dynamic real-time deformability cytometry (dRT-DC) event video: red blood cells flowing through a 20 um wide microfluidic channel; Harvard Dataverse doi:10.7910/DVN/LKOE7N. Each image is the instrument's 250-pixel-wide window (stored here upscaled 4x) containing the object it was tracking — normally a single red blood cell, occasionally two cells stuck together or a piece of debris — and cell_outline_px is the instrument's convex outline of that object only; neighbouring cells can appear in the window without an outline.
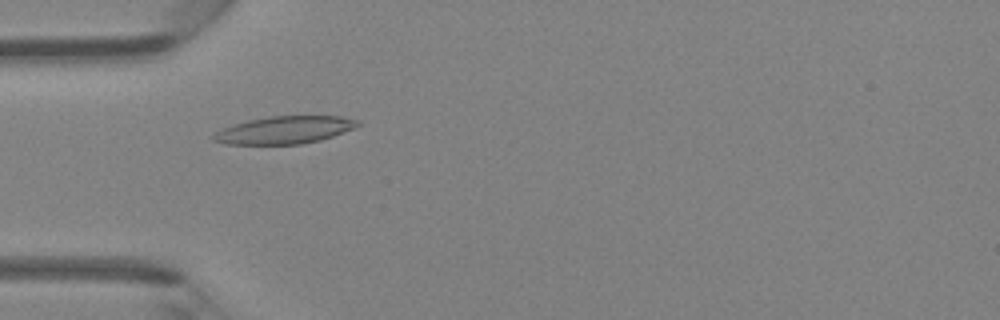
{"species": "Egyptian fruit bat (a non-hibernating species)", "species_latin": "Rousettus aegyptiacus", "temperature_condition": "room temperature", "stored_images_in_passage": 43, "camera_frame_rate_fps": 3000, "um_per_image_px": 0.085, "animal": {"sex": "female"}, "frame": {"image": 1, "passage_image": 10, "time_ms": 3.0, "image_size_px": [1000, 320], "cell_outline_px": [[360, 124], [352, 128], [332, 136], [320, 140], [300, 144], [224, 144], [212, 140], [212, 136], [216, 132], [224, 128], [248, 120], [272, 116], [340, 116], [360, 120]], "centroid_in_image_um": [24.18, 11.05], "position_along_channel_um": 60.8, "area_um2": 22.83}}
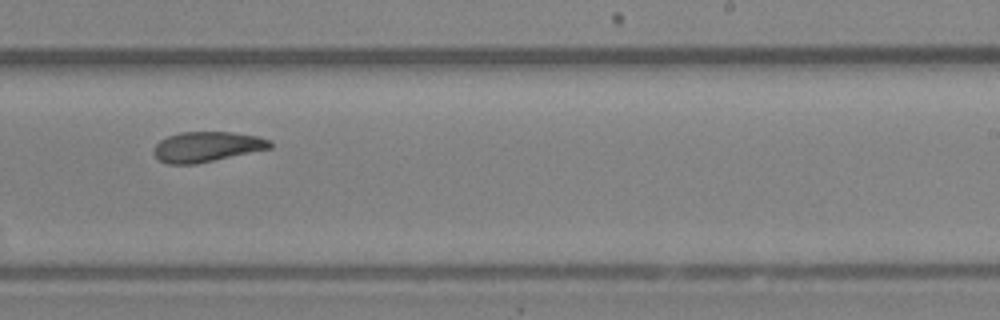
{"frame": {"image": 2, "passage_image": 25, "time_ms": 8.0, "image_size_px": [1000, 320], "cell_outline_px": [[272, 148], [196, 164], [168, 164], [160, 160], [152, 152], [152, 148], [160, 140], [168, 136], [180, 132], [232, 132], [260, 136], [272, 140]], "centroid_in_image_um": [17.6, 12.47], "position_along_channel_um": 271.4, "area_um2": 20.63}}
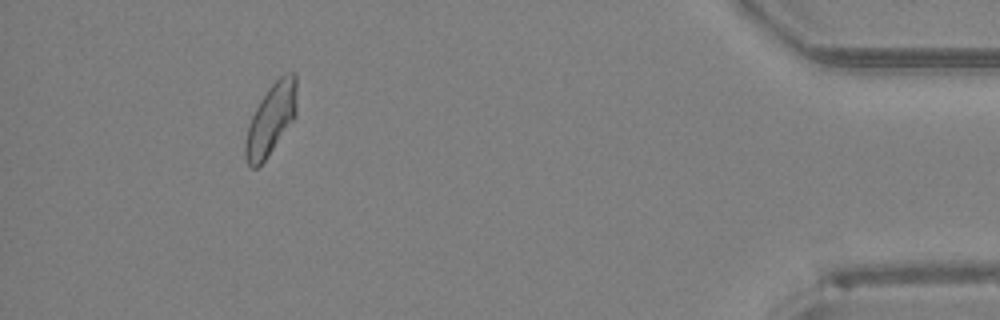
{"frame": {"image": 3, "passage_image": 39, "time_ms": 12.667, "image_size_px": [1000, 320], "cell_outline_px": [[296, 116], [264, 160], [256, 168], [252, 168], [248, 164], [244, 156], [244, 144], [248, 128], [252, 116], [260, 100], [268, 88], [284, 72], [296, 72]], "centroid_in_image_um": [23.03, 10.11], "position_along_channel_um": 412.2, "area_um2": 21.04}, "authors_computed_cell_mechanics": {"area_um2": 21.4438, "velocity_mm_per_s": 4.2733, "shape_relaxation_time_tau1_ms": null, "shape_relaxation_time_tau2_ms": 3.6407, "deformation_change_tau1": null, "deformation_change_tau2": 0.1121}}